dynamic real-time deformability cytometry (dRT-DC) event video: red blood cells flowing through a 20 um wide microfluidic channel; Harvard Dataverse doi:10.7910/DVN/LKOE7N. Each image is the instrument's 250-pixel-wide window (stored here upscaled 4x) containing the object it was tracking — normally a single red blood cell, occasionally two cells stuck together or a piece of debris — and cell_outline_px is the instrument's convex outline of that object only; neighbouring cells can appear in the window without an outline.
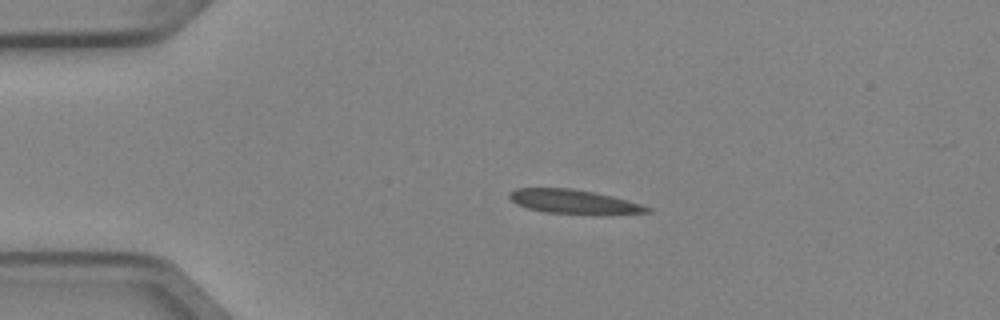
{"species": "Egyptian fruit bat (a non-hibernating species)", "species_latin": "Rousettus aegyptiacus", "temperature_condition": "cold", "stored_images_in_passage": 3, "camera_frame_rate_fps": 3000, "um_per_image_px": 0.085, "animal": {"sex": "female"}, "frame": {"image": 1, "passage_image": 2, "time_ms": 0.333, "image_size_px": [1000, 320], "cell_outline_px": [[652, 212], [544, 212], [528, 208], [516, 204], [508, 196], [508, 192], [516, 188], [572, 188], [612, 196], [640, 204], [652, 208]], "centroid_in_image_um": [48.63, 17.09], "position_along_channel_um": 36.4, "area_um2": 18.26}}